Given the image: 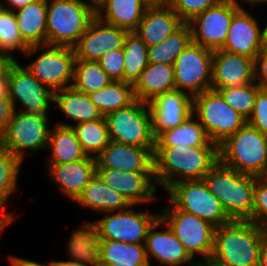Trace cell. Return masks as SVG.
I'll return each mask as SVG.
<instances>
[{"instance_id": "1", "label": "cell", "mask_w": 267, "mask_h": 266, "mask_svg": "<svg viewBox=\"0 0 267 266\" xmlns=\"http://www.w3.org/2000/svg\"><path fill=\"white\" fill-rule=\"evenodd\" d=\"M154 175L166 191L175 183L201 180L219 161L218 146H155Z\"/></svg>"}, {"instance_id": "2", "label": "cell", "mask_w": 267, "mask_h": 266, "mask_svg": "<svg viewBox=\"0 0 267 266\" xmlns=\"http://www.w3.org/2000/svg\"><path fill=\"white\" fill-rule=\"evenodd\" d=\"M266 238L263 226L252 221L232 220L216 227L207 266H259L260 249Z\"/></svg>"}, {"instance_id": "3", "label": "cell", "mask_w": 267, "mask_h": 266, "mask_svg": "<svg viewBox=\"0 0 267 266\" xmlns=\"http://www.w3.org/2000/svg\"><path fill=\"white\" fill-rule=\"evenodd\" d=\"M203 180L231 220L252 221L255 176L237 172L218 161Z\"/></svg>"}, {"instance_id": "4", "label": "cell", "mask_w": 267, "mask_h": 266, "mask_svg": "<svg viewBox=\"0 0 267 266\" xmlns=\"http://www.w3.org/2000/svg\"><path fill=\"white\" fill-rule=\"evenodd\" d=\"M87 1L47 0L46 45L74 48L78 44L96 17V5Z\"/></svg>"}, {"instance_id": "5", "label": "cell", "mask_w": 267, "mask_h": 266, "mask_svg": "<svg viewBox=\"0 0 267 266\" xmlns=\"http://www.w3.org/2000/svg\"><path fill=\"white\" fill-rule=\"evenodd\" d=\"M219 162L237 172L267 176V136L246 123L218 145Z\"/></svg>"}, {"instance_id": "6", "label": "cell", "mask_w": 267, "mask_h": 266, "mask_svg": "<svg viewBox=\"0 0 267 266\" xmlns=\"http://www.w3.org/2000/svg\"><path fill=\"white\" fill-rule=\"evenodd\" d=\"M163 207L160 218L168 225L184 246L189 256L207 265L214 247L215 226L194 214L178 210L171 202ZM198 256H202L197 260Z\"/></svg>"}, {"instance_id": "7", "label": "cell", "mask_w": 267, "mask_h": 266, "mask_svg": "<svg viewBox=\"0 0 267 266\" xmlns=\"http://www.w3.org/2000/svg\"><path fill=\"white\" fill-rule=\"evenodd\" d=\"M43 53L26 65L33 76L54 93L70 87L74 79L76 52L68 46H30L25 57Z\"/></svg>"}, {"instance_id": "8", "label": "cell", "mask_w": 267, "mask_h": 266, "mask_svg": "<svg viewBox=\"0 0 267 266\" xmlns=\"http://www.w3.org/2000/svg\"><path fill=\"white\" fill-rule=\"evenodd\" d=\"M49 121L48 113H26L16 109L6 129L0 134V146L22 161L25 151H46Z\"/></svg>"}, {"instance_id": "9", "label": "cell", "mask_w": 267, "mask_h": 266, "mask_svg": "<svg viewBox=\"0 0 267 266\" xmlns=\"http://www.w3.org/2000/svg\"><path fill=\"white\" fill-rule=\"evenodd\" d=\"M193 115L200 121L210 140L217 145L247 123L214 90L193 96Z\"/></svg>"}, {"instance_id": "10", "label": "cell", "mask_w": 267, "mask_h": 266, "mask_svg": "<svg viewBox=\"0 0 267 266\" xmlns=\"http://www.w3.org/2000/svg\"><path fill=\"white\" fill-rule=\"evenodd\" d=\"M167 192L169 201L178 210L194 214L215 227L232 221L203 179L177 182Z\"/></svg>"}, {"instance_id": "11", "label": "cell", "mask_w": 267, "mask_h": 266, "mask_svg": "<svg viewBox=\"0 0 267 266\" xmlns=\"http://www.w3.org/2000/svg\"><path fill=\"white\" fill-rule=\"evenodd\" d=\"M104 117L112 141L141 148H155L148 103L136 99L129 106Z\"/></svg>"}, {"instance_id": "12", "label": "cell", "mask_w": 267, "mask_h": 266, "mask_svg": "<svg viewBox=\"0 0 267 266\" xmlns=\"http://www.w3.org/2000/svg\"><path fill=\"white\" fill-rule=\"evenodd\" d=\"M213 52L191 42L174 62L175 89L191 96L211 90Z\"/></svg>"}, {"instance_id": "13", "label": "cell", "mask_w": 267, "mask_h": 266, "mask_svg": "<svg viewBox=\"0 0 267 266\" xmlns=\"http://www.w3.org/2000/svg\"><path fill=\"white\" fill-rule=\"evenodd\" d=\"M131 206L124 211L107 212L106 217L92 221L101 240L144 244L149 228L160 215L149 211H135Z\"/></svg>"}, {"instance_id": "14", "label": "cell", "mask_w": 267, "mask_h": 266, "mask_svg": "<svg viewBox=\"0 0 267 266\" xmlns=\"http://www.w3.org/2000/svg\"><path fill=\"white\" fill-rule=\"evenodd\" d=\"M8 98L16 110L17 103L23 106L21 112L26 113H48L52 102L54 103V92L40 83L33 74L16 62L10 67L8 74ZM18 102H17V101ZM51 102V103H50Z\"/></svg>"}, {"instance_id": "15", "label": "cell", "mask_w": 267, "mask_h": 266, "mask_svg": "<svg viewBox=\"0 0 267 266\" xmlns=\"http://www.w3.org/2000/svg\"><path fill=\"white\" fill-rule=\"evenodd\" d=\"M241 7L234 0H223L196 16L188 23L192 42L212 51L221 49L226 42L231 19Z\"/></svg>"}, {"instance_id": "16", "label": "cell", "mask_w": 267, "mask_h": 266, "mask_svg": "<svg viewBox=\"0 0 267 266\" xmlns=\"http://www.w3.org/2000/svg\"><path fill=\"white\" fill-rule=\"evenodd\" d=\"M148 105L151 132L155 138L164 130L179 126L193 114V96L176 89L159 94Z\"/></svg>"}, {"instance_id": "17", "label": "cell", "mask_w": 267, "mask_h": 266, "mask_svg": "<svg viewBox=\"0 0 267 266\" xmlns=\"http://www.w3.org/2000/svg\"><path fill=\"white\" fill-rule=\"evenodd\" d=\"M103 182L122 194L132 205H142L157 200L154 172H125L118 169L96 168Z\"/></svg>"}, {"instance_id": "18", "label": "cell", "mask_w": 267, "mask_h": 266, "mask_svg": "<svg viewBox=\"0 0 267 266\" xmlns=\"http://www.w3.org/2000/svg\"><path fill=\"white\" fill-rule=\"evenodd\" d=\"M128 32L95 17L74 47L76 58L98 61L107 52L123 48Z\"/></svg>"}, {"instance_id": "19", "label": "cell", "mask_w": 267, "mask_h": 266, "mask_svg": "<svg viewBox=\"0 0 267 266\" xmlns=\"http://www.w3.org/2000/svg\"><path fill=\"white\" fill-rule=\"evenodd\" d=\"M255 82L253 58L223 49L213 52L211 90L243 86Z\"/></svg>"}, {"instance_id": "20", "label": "cell", "mask_w": 267, "mask_h": 266, "mask_svg": "<svg viewBox=\"0 0 267 266\" xmlns=\"http://www.w3.org/2000/svg\"><path fill=\"white\" fill-rule=\"evenodd\" d=\"M165 225L166 223L159 218L148 230L144 247L149 264L151 263L150 258L153 256L156 261L161 262L158 263L159 266H164V264L166 266H182L183 264L198 266L199 264L189 256L168 225L164 227L165 231H156L158 227Z\"/></svg>"}, {"instance_id": "21", "label": "cell", "mask_w": 267, "mask_h": 266, "mask_svg": "<svg viewBox=\"0 0 267 266\" xmlns=\"http://www.w3.org/2000/svg\"><path fill=\"white\" fill-rule=\"evenodd\" d=\"M154 151L155 148H141L111 140L96 157V168L154 172Z\"/></svg>"}, {"instance_id": "22", "label": "cell", "mask_w": 267, "mask_h": 266, "mask_svg": "<svg viewBox=\"0 0 267 266\" xmlns=\"http://www.w3.org/2000/svg\"><path fill=\"white\" fill-rule=\"evenodd\" d=\"M262 47V30L259 22L242 6L231 19L227 39L221 49L255 60Z\"/></svg>"}, {"instance_id": "23", "label": "cell", "mask_w": 267, "mask_h": 266, "mask_svg": "<svg viewBox=\"0 0 267 266\" xmlns=\"http://www.w3.org/2000/svg\"><path fill=\"white\" fill-rule=\"evenodd\" d=\"M48 175L51 176L61 193L75 202L82 194L84 187L96 173L97 161L87 156L76 162L63 164H47Z\"/></svg>"}, {"instance_id": "24", "label": "cell", "mask_w": 267, "mask_h": 266, "mask_svg": "<svg viewBox=\"0 0 267 266\" xmlns=\"http://www.w3.org/2000/svg\"><path fill=\"white\" fill-rule=\"evenodd\" d=\"M183 24L172 7H147L134 32L150 47L162 42Z\"/></svg>"}, {"instance_id": "25", "label": "cell", "mask_w": 267, "mask_h": 266, "mask_svg": "<svg viewBox=\"0 0 267 266\" xmlns=\"http://www.w3.org/2000/svg\"><path fill=\"white\" fill-rule=\"evenodd\" d=\"M75 203L87 210L103 212V214L124 211L133 206L122 194L107 186L97 173L84 187Z\"/></svg>"}, {"instance_id": "26", "label": "cell", "mask_w": 267, "mask_h": 266, "mask_svg": "<svg viewBox=\"0 0 267 266\" xmlns=\"http://www.w3.org/2000/svg\"><path fill=\"white\" fill-rule=\"evenodd\" d=\"M146 9L144 0H100L96 4V17L132 32L138 28Z\"/></svg>"}, {"instance_id": "27", "label": "cell", "mask_w": 267, "mask_h": 266, "mask_svg": "<svg viewBox=\"0 0 267 266\" xmlns=\"http://www.w3.org/2000/svg\"><path fill=\"white\" fill-rule=\"evenodd\" d=\"M133 88L135 98L146 103L159 94L175 90L174 64L148 63Z\"/></svg>"}, {"instance_id": "28", "label": "cell", "mask_w": 267, "mask_h": 266, "mask_svg": "<svg viewBox=\"0 0 267 266\" xmlns=\"http://www.w3.org/2000/svg\"><path fill=\"white\" fill-rule=\"evenodd\" d=\"M19 33L30 46L46 45L47 0L27 4L15 11Z\"/></svg>"}, {"instance_id": "29", "label": "cell", "mask_w": 267, "mask_h": 266, "mask_svg": "<svg viewBox=\"0 0 267 266\" xmlns=\"http://www.w3.org/2000/svg\"><path fill=\"white\" fill-rule=\"evenodd\" d=\"M54 103L66 117L76 124L102 119L104 116L92 103L88 94L72 86L61 89L54 94Z\"/></svg>"}, {"instance_id": "30", "label": "cell", "mask_w": 267, "mask_h": 266, "mask_svg": "<svg viewBox=\"0 0 267 266\" xmlns=\"http://www.w3.org/2000/svg\"><path fill=\"white\" fill-rule=\"evenodd\" d=\"M46 151H50L47 164L76 162L87 157L73 128L58 124L52 126L49 132Z\"/></svg>"}, {"instance_id": "31", "label": "cell", "mask_w": 267, "mask_h": 266, "mask_svg": "<svg viewBox=\"0 0 267 266\" xmlns=\"http://www.w3.org/2000/svg\"><path fill=\"white\" fill-rule=\"evenodd\" d=\"M155 146H218L208 137L200 121L192 114L179 126L164 130L155 138Z\"/></svg>"}, {"instance_id": "32", "label": "cell", "mask_w": 267, "mask_h": 266, "mask_svg": "<svg viewBox=\"0 0 267 266\" xmlns=\"http://www.w3.org/2000/svg\"><path fill=\"white\" fill-rule=\"evenodd\" d=\"M80 229L72 232L67 248L69 259L91 266H98L101 238L92 221L81 224Z\"/></svg>"}, {"instance_id": "33", "label": "cell", "mask_w": 267, "mask_h": 266, "mask_svg": "<svg viewBox=\"0 0 267 266\" xmlns=\"http://www.w3.org/2000/svg\"><path fill=\"white\" fill-rule=\"evenodd\" d=\"M99 264L117 266H151L144 244L101 240Z\"/></svg>"}, {"instance_id": "34", "label": "cell", "mask_w": 267, "mask_h": 266, "mask_svg": "<svg viewBox=\"0 0 267 266\" xmlns=\"http://www.w3.org/2000/svg\"><path fill=\"white\" fill-rule=\"evenodd\" d=\"M88 96L103 116L125 108L136 100L133 84L124 81H112Z\"/></svg>"}, {"instance_id": "35", "label": "cell", "mask_w": 267, "mask_h": 266, "mask_svg": "<svg viewBox=\"0 0 267 266\" xmlns=\"http://www.w3.org/2000/svg\"><path fill=\"white\" fill-rule=\"evenodd\" d=\"M56 124L73 128L87 156L96 158L111 141L105 117L74 125L62 121L56 122Z\"/></svg>"}, {"instance_id": "36", "label": "cell", "mask_w": 267, "mask_h": 266, "mask_svg": "<svg viewBox=\"0 0 267 266\" xmlns=\"http://www.w3.org/2000/svg\"><path fill=\"white\" fill-rule=\"evenodd\" d=\"M192 42V31L189 24H183L173 34L157 45L148 47L149 63L174 64L177 57Z\"/></svg>"}, {"instance_id": "37", "label": "cell", "mask_w": 267, "mask_h": 266, "mask_svg": "<svg viewBox=\"0 0 267 266\" xmlns=\"http://www.w3.org/2000/svg\"><path fill=\"white\" fill-rule=\"evenodd\" d=\"M124 82L135 84L148 66V46L136 32H128L123 47Z\"/></svg>"}, {"instance_id": "38", "label": "cell", "mask_w": 267, "mask_h": 266, "mask_svg": "<svg viewBox=\"0 0 267 266\" xmlns=\"http://www.w3.org/2000/svg\"><path fill=\"white\" fill-rule=\"evenodd\" d=\"M112 80L98 61L76 58L72 87L85 94H91L111 83Z\"/></svg>"}, {"instance_id": "39", "label": "cell", "mask_w": 267, "mask_h": 266, "mask_svg": "<svg viewBox=\"0 0 267 266\" xmlns=\"http://www.w3.org/2000/svg\"><path fill=\"white\" fill-rule=\"evenodd\" d=\"M23 161L0 146V208L18 188V174Z\"/></svg>"}, {"instance_id": "40", "label": "cell", "mask_w": 267, "mask_h": 266, "mask_svg": "<svg viewBox=\"0 0 267 266\" xmlns=\"http://www.w3.org/2000/svg\"><path fill=\"white\" fill-rule=\"evenodd\" d=\"M260 89L261 87L254 82L243 86L218 89L217 92L230 107L245 119H248L253 111L255 98Z\"/></svg>"}, {"instance_id": "41", "label": "cell", "mask_w": 267, "mask_h": 266, "mask_svg": "<svg viewBox=\"0 0 267 266\" xmlns=\"http://www.w3.org/2000/svg\"><path fill=\"white\" fill-rule=\"evenodd\" d=\"M28 49L19 33L15 12L0 7V51L13 55L15 50L25 54Z\"/></svg>"}, {"instance_id": "42", "label": "cell", "mask_w": 267, "mask_h": 266, "mask_svg": "<svg viewBox=\"0 0 267 266\" xmlns=\"http://www.w3.org/2000/svg\"><path fill=\"white\" fill-rule=\"evenodd\" d=\"M223 0H175L173 9L181 21L188 24L206 9L217 5Z\"/></svg>"}, {"instance_id": "43", "label": "cell", "mask_w": 267, "mask_h": 266, "mask_svg": "<svg viewBox=\"0 0 267 266\" xmlns=\"http://www.w3.org/2000/svg\"><path fill=\"white\" fill-rule=\"evenodd\" d=\"M252 222L259 226L267 223V176L255 177Z\"/></svg>"}, {"instance_id": "44", "label": "cell", "mask_w": 267, "mask_h": 266, "mask_svg": "<svg viewBox=\"0 0 267 266\" xmlns=\"http://www.w3.org/2000/svg\"><path fill=\"white\" fill-rule=\"evenodd\" d=\"M98 62L112 81H124L123 48L107 52Z\"/></svg>"}, {"instance_id": "45", "label": "cell", "mask_w": 267, "mask_h": 266, "mask_svg": "<svg viewBox=\"0 0 267 266\" xmlns=\"http://www.w3.org/2000/svg\"><path fill=\"white\" fill-rule=\"evenodd\" d=\"M247 123L267 136V88H261L258 91Z\"/></svg>"}, {"instance_id": "46", "label": "cell", "mask_w": 267, "mask_h": 266, "mask_svg": "<svg viewBox=\"0 0 267 266\" xmlns=\"http://www.w3.org/2000/svg\"><path fill=\"white\" fill-rule=\"evenodd\" d=\"M255 82L267 88V47H262L255 60Z\"/></svg>"}, {"instance_id": "47", "label": "cell", "mask_w": 267, "mask_h": 266, "mask_svg": "<svg viewBox=\"0 0 267 266\" xmlns=\"http://www.w3.org/2000/svg\"><path fill=\"white\" fill-rule=\"evenodd\" d=\"M15 112L11 101H0V134L6 129Z\"/></svg>"}, {"instance_id": "48", "label": "cell", "mask_w": 267, "mask_h": 266, "mask_svg": "<svg viewBox=\"0 0 267 266\" xmlns=\"http://www.w3.org/2000/svg\"><path fill=\"white\" fill-rule=\"evenodd\" d=\"M15 62V56L0 51V78H7L8 71Z\"/></svg>"}, {"instance_id": "49", "label": "cell", "mask_w": 267, "mask_h": 266, "mask_svg": "<svg viewBox=\"0 0 267 266\" xmlns=\"http://www.w3.org/2000/svg\"><path fill=\"white\" fill-rule=\"evenodd\" d=\"M37 1L40 0H0V7L15 12L23 8L27 4L34 3Z\"/></svg>"}, {"instance_id": "50", "label": "cell", "mask_w": 267, "mask_h": 266, "mask_svg": "<svg viewBox=\"0 0 267 266\" xmlns=\"http://www.w3.org/2000/svg\"><path fill=\"white\" fill-rule=\"evenodd\" d=\"M11 266H50V264H40V262L31 261L17 256H9Z\"/></svg>"}, {"instance_id": "51", "label": "cell", "mask_w": 267, "mask_h": 266, "mask_svg": "<svg viewBox=\"0 0 267 266\" xmlns=\"http://www.w3.org/2000/svg\"><path fill=\"white\" fill-rule=\"evenodd\" d=\"M16 217H14V215L9 212H5L4 208H0V238L2 236L3 230L5 229L6 226H8L9 224H11Z\"/></svg>"}, {"instance_id": "52", "label": "cell", "mask_w": 267, "mask_h": 266, "mask_svg": "<svg viewBox=\"0 0 267 266\" xmlns=\"http://www.w3.org/2000/svg\"><path fill=\"white\" fill-rule=\"evenodd\" d=\"M175 0H144L147 7H173Z\"/></svg>"}, {"instance_id": "53", "label": "cell", "mask_w": 267, "mask_h": 266, "mask_svg": "<svg viewBox=\"0 0 267 266\" xmlns=\"http://www.w3.org/2000/svg\"><path fill=\"white\" fill-rule=\"evenodd\" d=\"M0 101H11L8 98V80L0 78Z\"/></svg>"}, {"instance_id": "54", "label": "cell", "mask_w": 267, "mask_h": 266, "mask_svg": "<svg viewBox=\"0 0 267 266\" xmlns=\"http://www.w3.org/2000/svg\"><path fill=\"white\" fill-rule=\"evenodd\" d=\"M50 266H91L82 262L68 260V261H51Z\"/></svg>"}, {"instance_id": "55", "label": "cell", "mask_w": 267, "mask_h": 266, "mask_svg": "<svg viewBox=\"0 0 267 266\" xmlns=\"http://www.w3.org/2000/svg\"><path fill=\"white\" fill-rule=\"evenodd\" d=\"M259 266H267V238L264 240L260 249Z\"/></svg>"}, {"instance_id": "56", "label": "cell", "mask_w": 267, "mask_h": 266, "mask_svg": "<svg viewBox=\"0 0 267 266\" xmlns=\"http://www.w3.org/2000/svg\"><path fill=\"white\" fill-rule=\"evenodd\" d=\"M234 1L238 5H241L239 2L240 0H234ZM243 1H245L244 3H247L248 5H251L252 8L256 7L257 5L262 4V3L267 4V0H243Z\"/></svg>"}, {"instance_id": "57", "label": "cell", "mask_w": 267, "mask_h": 266, "mask_svg": "<svg viewBox=\"0 0 267 266\" xmlns=\"http://www.w3.org/2000/svg\"><path fill=\"white\" fill-rule=\"evenodd\" d=\"M262 44L263 47H267V26L262 29Z\"/></svg>"}, {"instance_id": "58", "label": "cell", "mask_w": 267, "mask_h": 266, "mask_svg": "<svg viewBox=\"0 0 267 266\" xmlns=\"http://www.w3.org/2000/svg\"><path fill=\"white\" fill-rule=\"evenodd\" d=\"M98 266H117L115 264H98Z\"/></svg>"}, {"instance_id": "59", "label": "cell", "mask_w": 267, "mask_h": 266, "mask_svg": "<svg viewBox=\"0 0 267 266\" xmlns=\"http://www.w3.org/2000/svg\"><path fill=\"white\" fill-rule=\"evenodd\" d=\"M94 5H96L100 0H90Z\"/></svg>"}, {"instance_id": "60", "label": "cell", "mask_w": 267, "mask_h": 266, "mask_svg": "<svg viewBox=\"0 0 267 266\" xmlns=\"http://www.w3.org/2000/svg\"><path fill=\"white\" fill-rule=\"evenodd\" d=\"M263 228L266 230L267 232V223L263 226Z\"/></svg>"}]
</instances>
